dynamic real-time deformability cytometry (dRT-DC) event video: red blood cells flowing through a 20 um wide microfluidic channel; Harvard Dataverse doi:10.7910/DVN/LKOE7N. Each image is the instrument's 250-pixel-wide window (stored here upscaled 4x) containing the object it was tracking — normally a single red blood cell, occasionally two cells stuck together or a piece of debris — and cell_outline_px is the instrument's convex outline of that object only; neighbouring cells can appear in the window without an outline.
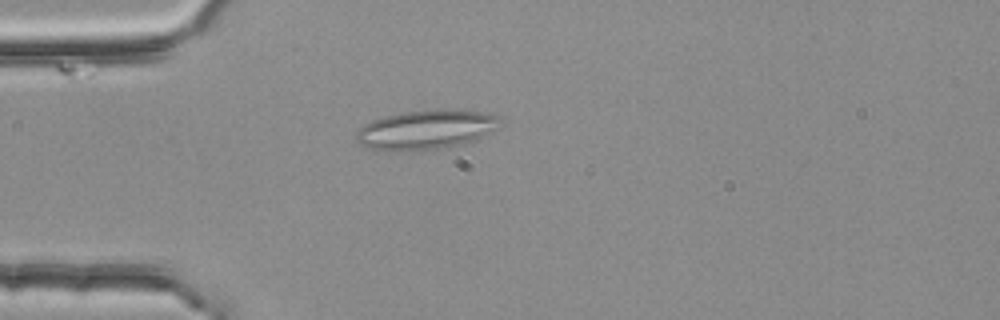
{"species": "common noctule bat (a hibernating species)", "species_latin": "Nyctalus noctula", "temperature_condition": "room temperature", "stored_images_in_passage": 54, "segment_of_instrument_passage": [1, 2], "camera_frame_rate_fps": 3000, "um_per_image_px": 0.085, "animal": {"sex": "female", "body_mass_g": 25.1}, "frame": {"image": 1, "passage_image": 15, "time_ms": 4.667, "image_size_px": [1000, 320], "cell_outline_px": [[500, 116], [488, 132], [476, 140], [464, 144], [448, 148], [396, 152], [372, 148], [360, 144], [356, 140], [356, 132], [364, 124], [372, 120], [384, 116], [404, 112], [440, 108], [452, 108], [480, 112]], "centroid_in_image_um": [36.15, 11.02], "position_along_channel_um": 48.9, "area_um2": 33.0}}